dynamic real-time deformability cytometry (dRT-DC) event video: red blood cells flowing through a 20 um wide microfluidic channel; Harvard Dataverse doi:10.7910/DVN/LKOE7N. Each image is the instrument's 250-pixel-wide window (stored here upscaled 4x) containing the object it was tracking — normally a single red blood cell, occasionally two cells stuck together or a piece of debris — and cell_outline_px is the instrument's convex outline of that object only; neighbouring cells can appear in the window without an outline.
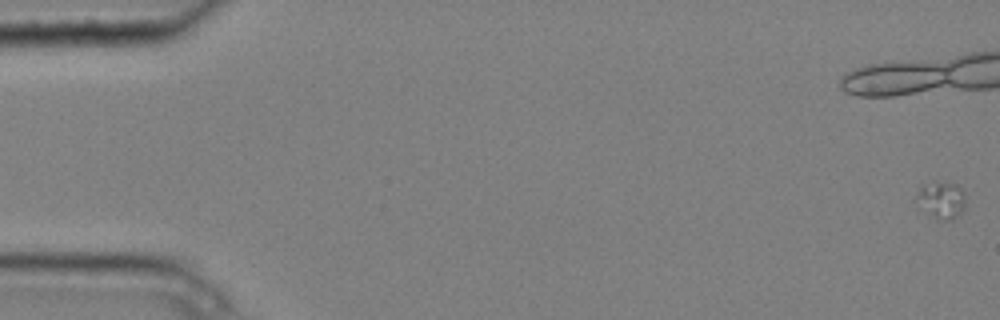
{"species": "common noctule bat (a hibernating species)", "species_latin": "Nyctalus noctula", "temperature_condition": "cold", "stored_images_in_passage": 5, "camera_frame_rate_fps": 3000, "um_per_image_px": 0.085, "animal": {"sex": "male", "body_mass_g": 20.4}, "frame": {"image": 1, "passage_image": 1, "time_ms": 0.0, "image_size_px": [1000, 320], "cell_outline_px": [[964, 208], [952, 220], [936, 220], [916, 196], [916, 192], [924, 184], [936, 180], [956, 184], [964, 192]], "centroid_in_image_um": [80.06, 16.95], "position_along_channel_um": 4.9, "area_um2": 10.23}}